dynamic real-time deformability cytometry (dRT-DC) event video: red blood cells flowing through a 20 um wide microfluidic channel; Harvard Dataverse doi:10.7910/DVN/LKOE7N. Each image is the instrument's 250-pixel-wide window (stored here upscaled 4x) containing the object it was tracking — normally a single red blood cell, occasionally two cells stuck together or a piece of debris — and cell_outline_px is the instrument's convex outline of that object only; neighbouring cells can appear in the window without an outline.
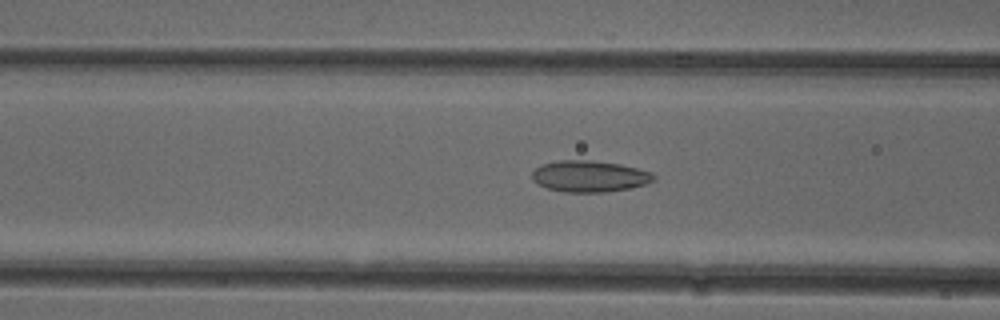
{"species": "common noctule bat (a hibernating species)", "species_latin": "Nyctalus noctula", "temperature_condition": "cold", "stored_images_in_passage": 51, "camera_frame_rate_fps": 3000, "um_per_image_px": 0.085, "animal": {"sex": "female"}, "frame": {"image": 1, "passage_image": 19, "time_ms": 6.0, "image_size_px": [1000, 320], "cell_outline_px": [[656, 180], [632, 188], [604, 192], [564, 192], [548, 188], [532, 180], [532, 172], [540, 164], [560, 160], [592, 160], [620, 164], [652, 172], [656, 176]], "centroid_in_image_um": [50.12, 14.98], "position_along_channel_um": 116.5, "area_um2": 22.31}}
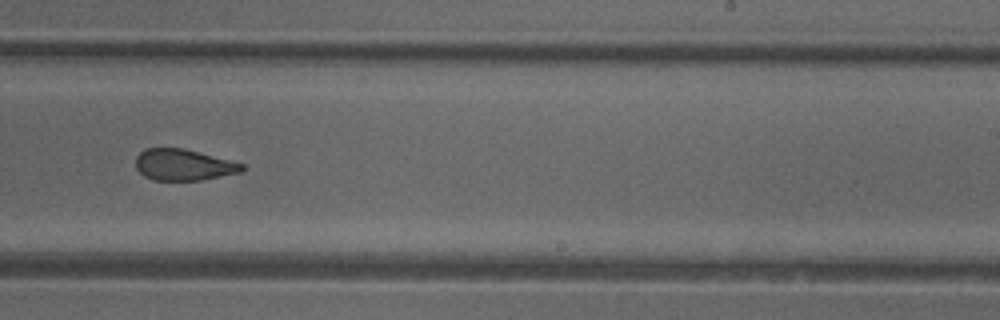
{"frame": {"image": 2, "passage_image": 31, "time_ms": 10.0, "image_size_px": [1000, 320], "cell_outline_px": [[244, 168], [240, 172], [200, 180], [152, 180], [144, 176], [136, 168], [136, 156], [144, 148], [184, 148], [244, 164]], "centroid_in_image_um": [15.55, 14.0], "position_along_channel_um": 273.4, "area_um2": 19.25}}
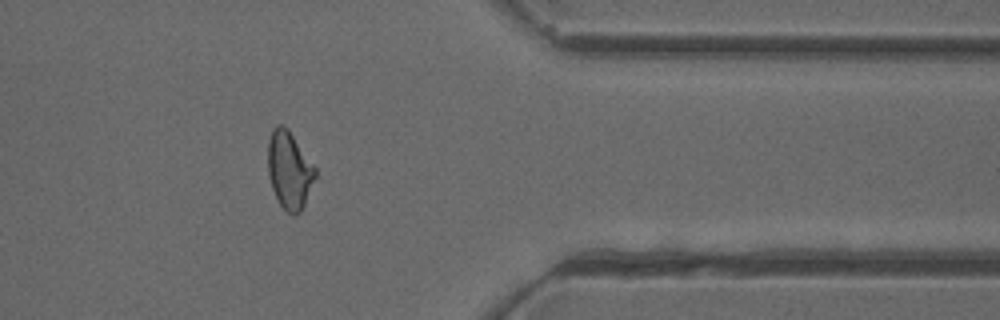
{"frame": {"image": 3, "passage_image": 41, "time_ms": 13.333, "image_size_px": [1000, 320], "cell_outline_px": [[316, 176], [304, 204], [300, 212], [296, 216], [292, 216], [280, 204], [272, 188], [268, 172], [268, 140], [272, 128], [276, 124], [284, 124], [288, 128], [316, 168]], "centroid_in_image_um": [24.59, 14.42], "position_along_channel_um": 386.8, "area_um2": 21.39}, "authors_computed_cell_mechanics": {"area_um2": 21.386, "velocity_mm_per_s": 3.9182, "shape_relaxation_time_tau1_ms": 7.4807, "shape_relaxation_time_tau2_ms": 3.2385, "deformation_change_tau1": 0.1352, "deformation_change_tau2": 0.1157}}